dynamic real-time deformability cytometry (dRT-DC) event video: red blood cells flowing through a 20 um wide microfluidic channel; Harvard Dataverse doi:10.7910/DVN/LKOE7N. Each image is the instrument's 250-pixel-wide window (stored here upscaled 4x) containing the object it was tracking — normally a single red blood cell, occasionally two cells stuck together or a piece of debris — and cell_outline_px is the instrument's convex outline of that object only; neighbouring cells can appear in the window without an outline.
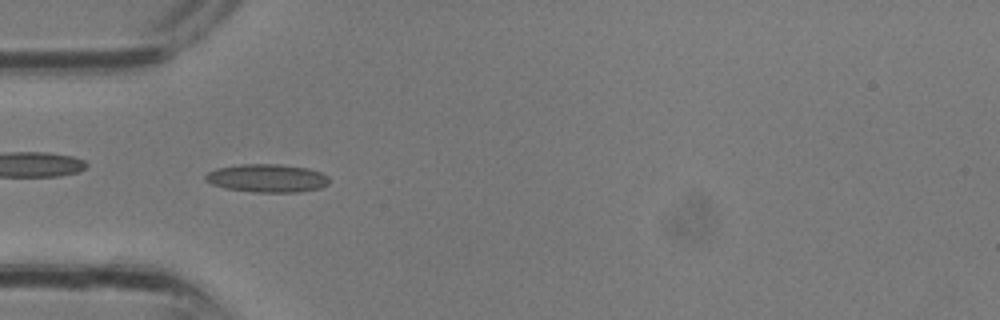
{"species": "common noctule bat (a hibernating species)", "species_latin": "Nyctalus noctula", "temperature_condition": "room temperature", "stored_images_in_passage": 31, "camera_frame_rate_fps": 3000, "um_per_image_px": 0.085, "animal": {"sex": "male", "body_mass_g": 13.3}, "frame": {"image": 1, "passage_image": 9, "time_ms": 2.667, "image_size_px": [1000, 320], "cell_outline_px": [[328, 184], [320, 188], [300, 192], [252, 192], [224, 188], [212, 184], [204, 180], [204, 176], [208, 172], [216, 168], [240, 164], [280, 164], [308, 168], [320, 172], [328, 176]], "centroid_in_image_um": [22.68, 15.14], "position_along_channel_um": 62.3, "area_um2": 20.46}}
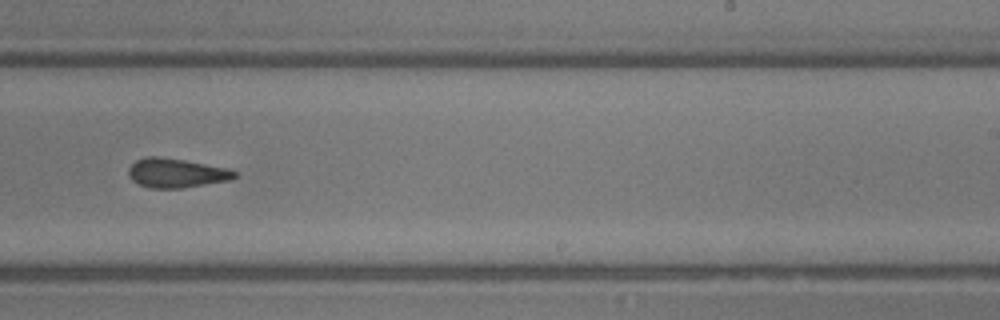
{"frame": {"image": 2, "passage_image": 19, "time_ms": 6.0, "image_size_px": [1000, 320], "cell_outline_px": [[236, 176], [232, 180], [180, 188], [152, 188], [140, 184], [132, 180], [128, 176], [128, 168], [136, 160], [148, 156], [156, 156], [184, 160], [232, 168], [236, 172]], "centroid_in_image_um": [15.02, 14.7], "position_along_channel_um": 274.0, "area_um2": 18.15}}
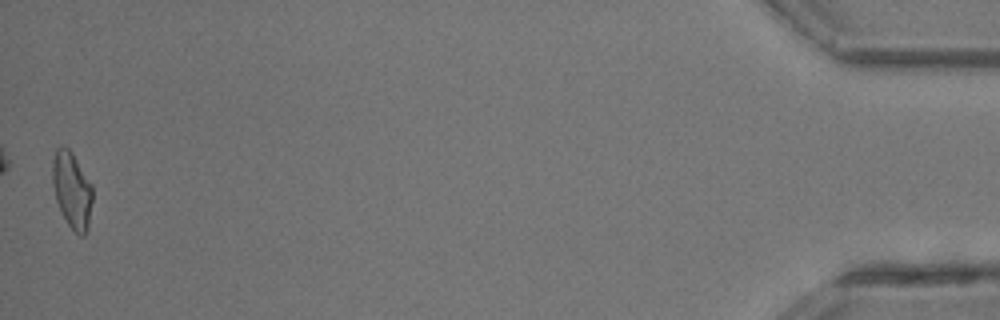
{"frame": {"image": 3, "passage_image": 31, "time_ms": 10.0, "image_size_px": [1000, 320], "cell_outline_px": [[92, 200], [88, 232], [84, 236], [80, 236], [68, 224], [60, 212], [56, 200], [52, 184], [52, 160], [56, 148], [60, 144], [64, 144], [72, 152], [92, 184]], "centroid_in_image_um": [6.11, 16.14], "position_along_channel_um": 429.1, "area_um2": 18.21}}